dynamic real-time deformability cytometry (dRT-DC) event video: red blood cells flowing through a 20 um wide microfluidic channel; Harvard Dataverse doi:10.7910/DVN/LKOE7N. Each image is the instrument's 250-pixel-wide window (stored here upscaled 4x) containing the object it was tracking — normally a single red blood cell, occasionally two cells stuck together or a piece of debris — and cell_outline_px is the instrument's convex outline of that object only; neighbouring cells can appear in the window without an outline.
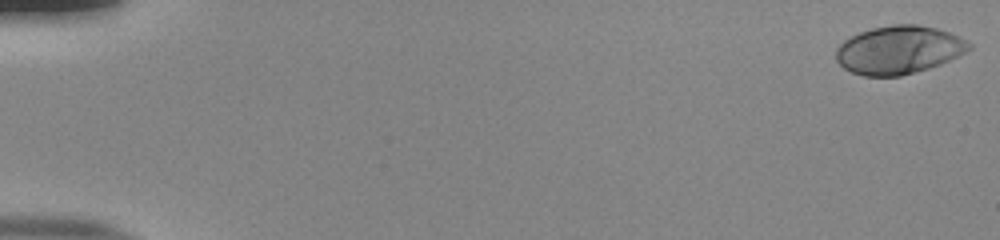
{"species": "human", "species_latin": "Homo sapiens", "temperature_condition": "room temperature", "stored_images_in_passage": 53, "camera_frame_rate_fps": 3000, "um_per_image_px": 0.085, "donor": {"sex": "male"}, "frame": {"image": 1, "passage_image": 1, "time_ms": 0.0, "image_size_px": [1000, 240], "cell_outline_px": [[972, 48], [940, 64], [928, 68], [900, 76], [864, 76], [852, 72], [844, 68], [836, 60], [836, 48], [844, 40], [860, 32], [872, 28], [892, 24], [916, 24], [936, 28], [960, 36], [972, 44]], "centroid_in_image_um": [76.39, 4.23], "position_along_channel_um": 8.6, "area_um2": 37.17}}
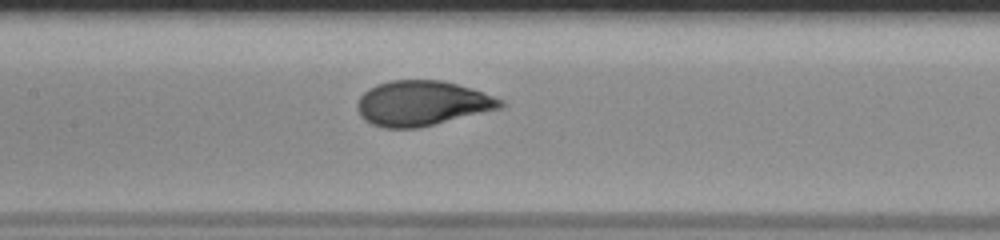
{"frame": {"image": 2, "passage_image": 27, "time_ms": 8.667, "image_size_px": [1000, 240], "cell_outline_px": [[504, 108], [416, 128], [384, 128], [372, 124], [364, 120], [360, 116], [356, 108], [356, 104], [360, 96], [364, 92], [376, 84], [392, 80], [440, 80], [456, 84], [504, 100]], "centroid_in_image_um": [35.84, 8.79], "position_along_channel_um": 171.6, "area_um2": 37.4}}
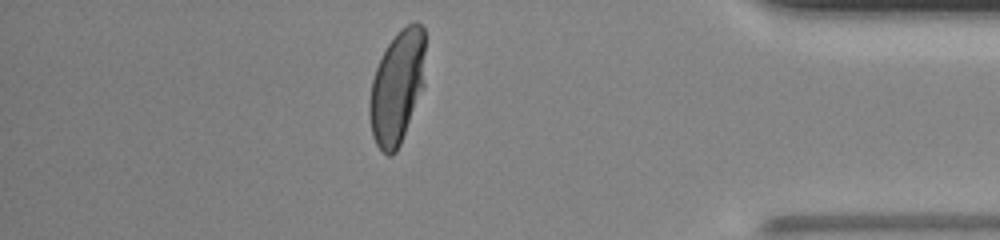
{"frame": {"image": 3, "passage_image": 47, "time_ms": 15.333, "image_size_px": [1000, 240], "cell_outline_px": [[424, 88], [400, 144], [396, 152], [392, 156], [388, 156], [376, 144], [372, 136], [368, 112], [368, 104], [372, 80], [376, 68], [388, 44], [396, 32], [400, 28], [412, 20], [416, 20], [424, 28]], "centroid_in_image_um": [33.76, 7.4], "position_along_channel_um": 401.4, "area_um2": 37.22}, "authors_computed_cell_mechanics": {"area_um2": 37.1654, "velocity_mm_per_s": 3.8973, "shape_relaxation_time_tau1_ms": 3.9092, "shape_relaxation_time_tau2_ms": null, "deformation_change_tau1": 0.2213, "deformation_change_tau2": null}}